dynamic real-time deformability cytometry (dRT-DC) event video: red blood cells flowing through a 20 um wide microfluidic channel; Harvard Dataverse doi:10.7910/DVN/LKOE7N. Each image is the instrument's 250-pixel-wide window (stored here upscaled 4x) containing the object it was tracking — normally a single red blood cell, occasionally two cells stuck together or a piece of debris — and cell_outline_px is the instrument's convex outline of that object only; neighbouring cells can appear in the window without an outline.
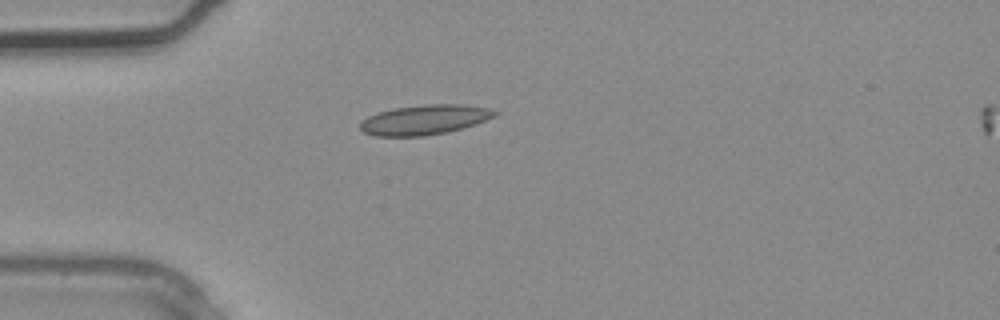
{"species": "common noctule bat (a hibernating species)", "species_latin": "Nyctalus noctula", "temperature_condition": "warm", "stored_images_in_passage": 2, "segment_of_instrument_passage": [1, 2], "camera_frame_rate_fps": 3000, "um_per_image_px": 0.085, "animal": {"sex": "male", "body_mass_g": 20.4}, "frame": {"image": 1, "passage_image": 1, "time_ms": 0.0, "image_size_px": [1000, 320], "cell_outline_px": [[500, 112], [496, 116], [476, 124], [448, 132], [424, 136], [376, 136], [364, 132], [360, 128], [360, 124], [368, 116], [380, 112], [396, 108], [428, 104], [464, 104], [488, 108]], "centroid_in_image_um": [36.14, 10.18], "position_along_channel_um": 48.9, "area_um2": 23.29}}